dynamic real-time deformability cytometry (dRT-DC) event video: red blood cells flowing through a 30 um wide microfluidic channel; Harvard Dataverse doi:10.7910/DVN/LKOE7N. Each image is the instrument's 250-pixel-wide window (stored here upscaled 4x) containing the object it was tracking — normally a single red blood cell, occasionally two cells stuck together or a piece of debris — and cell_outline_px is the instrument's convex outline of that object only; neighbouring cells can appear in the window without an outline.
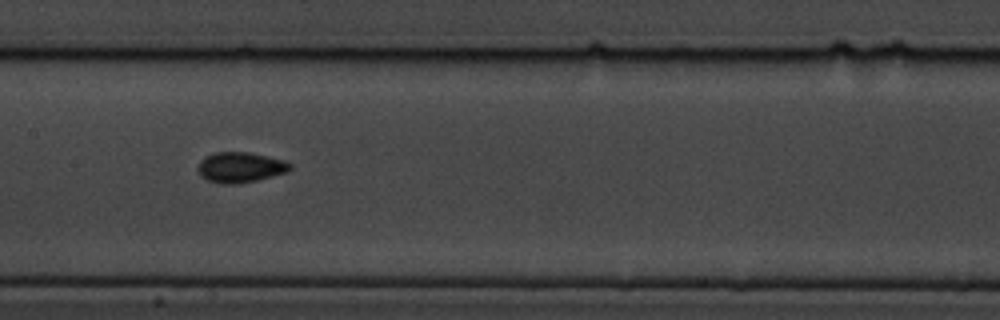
{"species": "common noctule bat (a hibernating species)", "species_latin": "Nyctalus noctula", "temperature_condition": "cold", "stored_images_in_passage": 15, "camera_frame_rate_fps": 3000, "um_per_image_px": 0.085, "animal": {"sex": "male", "body_mass_g": 19.5, "forearm_length_mm": 54.6}, "frame": {"image": 1, "passage_image": 7, "time_ms": 7.667, "image_size_px": [1000, 320], "cell_outline_px": [[292, 168], [284, 172], [256, 180], [236, 184], [220, 184], [208, 180], [200, 176], [196, 168], [200, 160], [216, 152], [248, 152], [284, 160], [292, 164]], "centroid_in_image_um": [20.38, 14.22], "position_along_channel_um": 187.0, "area_um2": 16.18}}
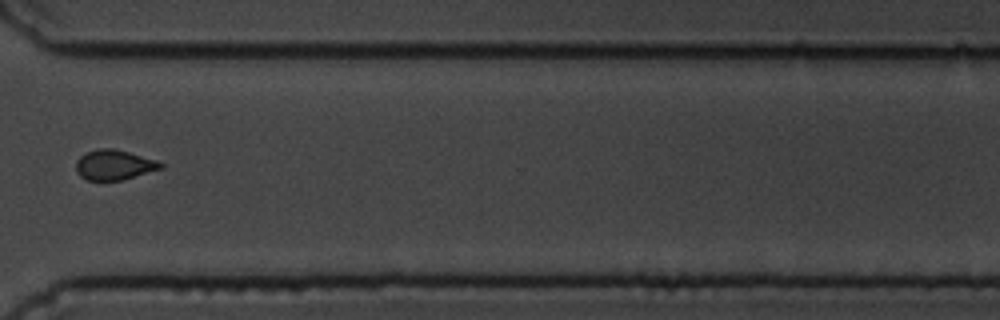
{"frame": {"image": 2, "passage_image": 11, "time_ms": 12.333, "image_size_px": [1000, 320], "cell_outline_px": [[164, 168], [124, 180], [88, 180], [80, 176], [76, 172], [76, 160], [84, 152], [100, 148], [112, 148], [128, 152], [156, 160], [164, 164]], "centroid_in_image_um": [9.7, 14.02], "position_along_channel_um": 360.9, "area_um2": 14.97}}
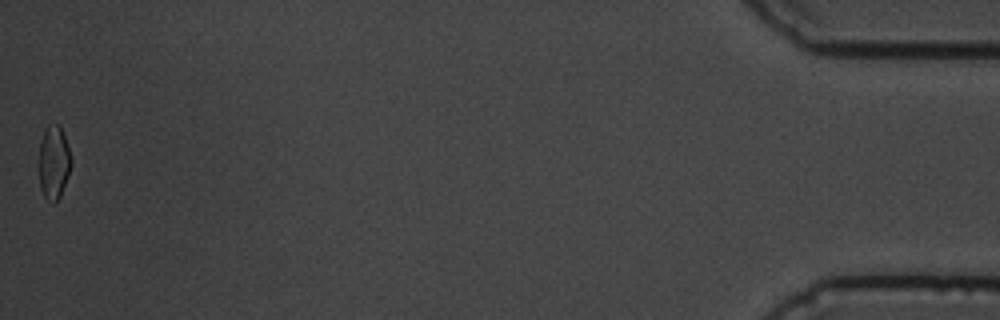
{"frame": {"image": 3, "passage_image": 15, "time_ms": 16.667, "image_size_px": [1000, 320], "cell_outline_px": [[72, 164], [68, 176], [60, 196], [52, 204], [44, 196], [40, 188], [40, 140], [48, 124], [60, 124], [72, 160]], "centroid_in_image_um": [4.58, 13.8], "position_along_channel_um": 430.6, "area_um2": 13.64}, "authors_computed_cell_mechanics": {"area_um2": 17.4556, "velocity_mm_per_s": 3.714, "shape_relaxation_time_tau1_ms": 3.0911, "shape_relaxation_time_tau2_ms": null, "deformation_change_tau1": 0.163, "deformation_change_tau2": null}}